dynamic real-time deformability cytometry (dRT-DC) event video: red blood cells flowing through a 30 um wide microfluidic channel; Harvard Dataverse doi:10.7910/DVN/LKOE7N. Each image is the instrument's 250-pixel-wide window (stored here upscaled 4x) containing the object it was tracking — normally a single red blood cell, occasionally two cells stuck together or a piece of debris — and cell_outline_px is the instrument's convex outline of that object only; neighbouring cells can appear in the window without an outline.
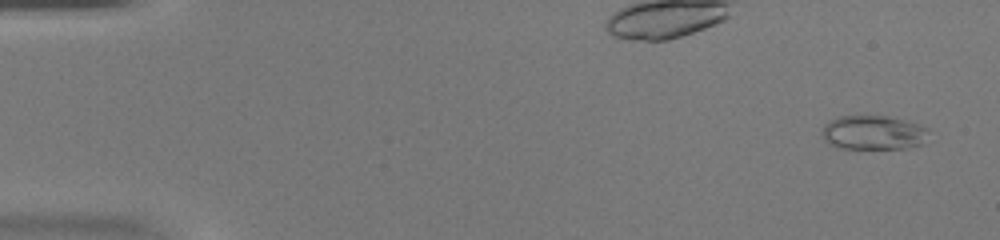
{"species": "common noctule bat (a hibernating species)", "species_latin": "Nyctalus noctula", "temperature_condition": "warm", "stored_images_in_passage": 50, "camera_frame_rate_fps": 3000, "um_per_image_px": 0.085, "animal": {"sex": "female", "body_mass_g": 20.0, "forearm_length_mm": 54.0}, "frame": {"image": 1, "passage_image": 3, "time_ms": 0.667, "image_size_px": [1000, 240], "cell_outline_px": [[928, 128], [924, 144], [904, 148], [836, 148], [828, 144], [824, 140], [824, 124], [836, 116], [888, 116], [920, 124]], "centroid_in_image_um": [74.23, 11.27], "position_along_channel_um": 10.8, "area_um2": 21.27}}
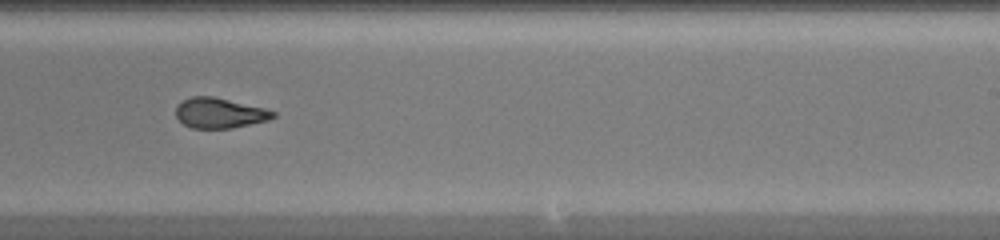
{"frame": {"image": 2, "passage_image": 32, "time_ms": 10.333, "image_size_px": [1000, 240], "cell_outline_px": [[276, 116], [268, 120], [232, 128], [192, 128], [184, 124], [176, 116], [176, 108], [184, 100], [192, 96], [212, 96], [264, 108], [276, 112]], "centroid_in_image_um": [18.68, 9.61], "position_along_channel_um": 270.3, "area_um2": 16.88}}
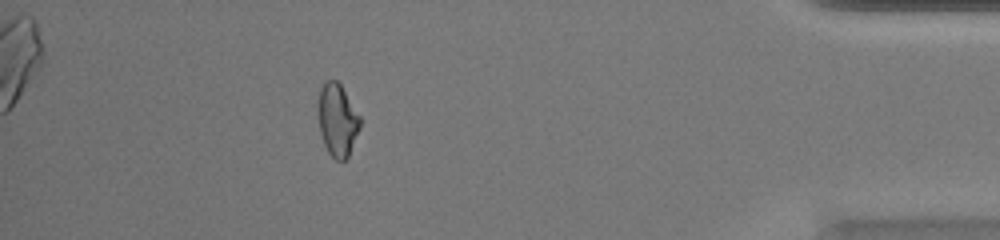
{"frame": {"image": 3, "passage_image": 45, "time_ms": 14.667, "image_size_px": [1000, 240], "cell_outline_px": [[360, 128], [348, 156], [344, 160], [336, 160], [328, 152], [324, 144], [320, 132], [316, 104], [320, 88], [324, 80], [336, 80], [340, 84], [360, 116]], "centroid_in_image_um": [28.64, 10.17], "position_along_channel_um": 406.6, "area_um2": 17.86}, "authors_computed_cell_mechanics": {"area_um2": 18.6116, "velocity_mm_per_s": 4.2163, "shape_relaxation_time_tau1_ms": 8.9594, "shape_relaxation_time_tau2_ms": 1.5396, "deformation_change_tau1": 0.2542, "deformation_change_tau2": 0.0717}}